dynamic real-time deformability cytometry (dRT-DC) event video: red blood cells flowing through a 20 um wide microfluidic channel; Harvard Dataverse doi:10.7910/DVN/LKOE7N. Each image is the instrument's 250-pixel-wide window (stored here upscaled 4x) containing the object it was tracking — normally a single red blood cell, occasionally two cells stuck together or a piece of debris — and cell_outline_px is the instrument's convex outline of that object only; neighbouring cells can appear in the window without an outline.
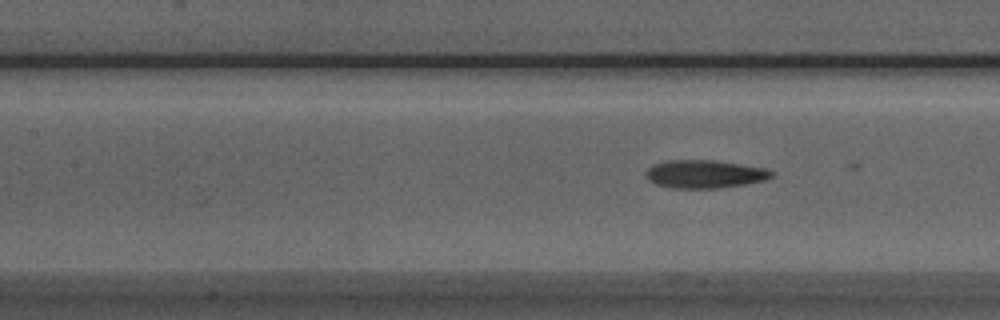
{"species": "Egyptian fruit bat (a non-hibernating species)", "species_latin": "Rousettus aegyptiacus", "temperature_condition": "room temperature", "stored_images_in_passage": 7, "camera_frame_rate_fps": 3000, "um_per_image_px": 0.085, "animal": {"sex": "male"}, "frame": {"image": 1, "passage_image": 7, "time_ms": 2.0, "image_size_px": [1000, 320], "cell_outline_px": [[776, 172], [772, 176], [764, 180], [744, 184], [716, 188], [672, 188], [656, 184], [648, 180], [644, 176], [644, 172], [652, 164], [668, 160], [712, 160], [740, 164], [764, 168]], "centroid_in_image_um": [59.84, 14.79], "position_along_channel_um": 147.6, "area_um2": 20.58}}